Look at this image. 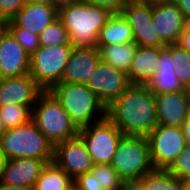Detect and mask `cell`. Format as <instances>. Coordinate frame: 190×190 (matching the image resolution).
Instances as JSON below:
<instances>
[{"label": "cell", "mask_w": 190, "mask_h": 190, "mask_svg": "<svg viewBox=\"0 0 190 190\" xmlns=\"http://www.w3.org/2000/svg\"><path fill=\"white\" fill-rule=\"evenodd\" d=\"M106 116L124 135L147 137L157 125L155 94L146 85L131 84L106 108Z\"/></svg>", "instance_id": "1"}, {"label": "cell", "mask_w": 190, "mask_h": 190, "mask_svg": "<svg viewBox=\"0 0 190 190\" xmlns=\"http://www.w3.org/2000/svg\"><path fill=\"white\" fill-rule=\"evenodd\" d=\"M111 15L109 10L84 1L58 11V18L68 32L70 43L86 47L97 46L100 29Z\"/></svg>", "instance_id": "2"}, {"label": "cell", "mask_w": 190, "mask_h": 190, "mask_svg": "<svg viewBox=\"0 0 190 190\" xmlns=\"http://www.w3.org/2000/svg\"><path fill=\"white\" fill-rule=\"evenodd\" d=\"M78 129L106 117V107L87 84L61 82L48 90Z\"/></svg>", "instance_id": "3"}, {"label": "cell", "mask_w": 190, "mask_h": 190, "mask_svg": "<svg viewBox=\"0 0 190 190\" xmlns=\"http://www.w3.org/2000/svg\"><path fill=\"white\" fill-rule=\"evenodd\" d=\"M0 150L7 159L34 158L53 162L54 145L30 120L28 123L6 129L0 138Z\"/></svg>", "instance_id": "4"}, {"label": "cell", "mask_w": 190, "mask_h": 190, "mask_svg": "<svg viewBox=\"0 0 190 190\" xmlns=\"http://www.w3.org/2000/svg\"><path fill=\"white\" fill-rule=\"evenodd\" d=\"M31 120L54 146L79 134L69 114L49 91L38 96Z\"/></svg>", "instance_id": "5"}, {"label": "cell", "mask_w": 190, "mask_h": 190, "mask_svg": "<svg viewBox=\"0 0 190 190\" xmlns=\"http://www.w3.org/2000/svg\"><path fill=\"white\" fill-rule=\"evenodd\" d=\"M110 165L125 182H137L153 171L147 137L124 135Z\"/></svg>", "instance_id": "6"}, {"label": "cell", "mask_w": 190, "mask_h": 190, "mask_svg": "<svg viewBox=\"0 0 190 190\" xmlns=\"http://www.w3.org/2000/svg\"><path fill=\"white\" fill-rule=\"evenodd\" d=\"M72 48V44L53 47L40 46L30 56L29 73L44 91H48L53 85L61 83V77Z\"/></svg>", "instance_id": "7"}, {"label": "cell", "mask_w": 190, "mask_h": 190, "mask_svg": "<svg viewBox=\"0 0 190 190\" xmlns=\"http://www.w3.org/2000/svg\"><path fill=\"white\" fill-rule=\"evenodd\" d=\"M94 165L110 164L124 134L106 116L104 119L79 129Z\"/></svg>", "instance_id": "8"}, {"label": "cell", "mask_w": 190, "mask_h": 190, "mask_svg": "<svg viewBox=\"0 0 190 190\" xmlns=\"http://www.w3.org/2000/svg\"><path fill=\"white\" fill-rule=\"evenodd\" d=\"M147 140L155 169H167L186 146L181 127L156 125Z\"/></svg>", "instance_id": "9"}, {"label": "cell", "mask_w": 190, "mask_h": 190, "mask_svg": "<svg viewBox=\"0 0 190 190\" xmlns=\"http://www.w3.org/2000/svg\"><path fill=\"white\" fill-rule=\"evenodd\" d=\"M121 13L132 28L134 42L137 46H166L152 23V0H130Z\"/></svg>", "instance_id": "10"}, {"label": "cell", "mask_w": 190, "mask_h": 190, "mask_svg": "<svg viewBox=\"0 0 190 190\" xmlns=\"http://www.w3.org/2000/svg\"><path fill=\"white\" fill-rule=\"evenodd\" d=\"M130 85L126 72L102 61L99 62L90 81L87 83V86L97 95L106 108Z\"/></svg>", "instance_id": "11"}, {"label": "cell", "mask_w": 190, "mask_h": 190, "mask_svg": "<svg viewBox=\"0 0 190 190\" xmlns=\"http://www.w3.org/2000/svg\"><path fill=\"white\" fill-rule=\"evenodd\" d=\"M53 161L73 180L90 172L94 166L92 158L79 136L56 144Z\"/></svg>", "instance_id": "12"}, {"label": "cell", "mask_w": 190, "mask_h": 190, "mask_svg": "<svg viewBox=\"0 0 190 190\" xmlns=\"http://www.w3.org/2000/svg\"><path fill=\"white\" fill-rule=\"evenodd\" d=\"M29 70L30 55L4 27L0 31V78L20 77Z\"/></svg>", "instance_id": "13"}, {"label": "cell", "mask_w": 190, "mask_h": 190, "mask_svg": "<svg viewBox=\"0 0 190 190\" xmlns=\"http://www.w3.org/2000/svg\"><path fill=\"white\" fill-rule=\"evenodd\" d=\"M184 21L183 12L174 2L152 0V23L166 45L177 43Z\"/></svg>", "instance_id": "14"}, {"label": "cell", "mask_w": 190, "mask_h": 190, "mask_svg": "<svg viewBox=\"0 0 190 190\" xmlns=\"http://www.w3.org/2000/svg\"><path fill=\"white\" fill-rule=\"evenodd\" d=\"M43 91L30 73L20 77L0 78V107L17 104L32 110Z\"/></svg>", "instance_id": "15"}, {"label": "cell", "mask_w": 190, "mask_h": 190, "mask_svg": "<svg viewBox=\"0 0 190 190\" xmlns=\"http://www.w3.org/2000/svg\"><path fill=\"white\" fill-rule=\"evenodd\" d=\"M100 61V51L97 46H73L61 82L87 84Z\"/></svg>", "instance_id": "16"}, {"label": "cell", "mask_w": 190, "mask_h": 190, "mask_svg": "<svg viewBox=\"0 0 190 190\" xmlns=\"http://www.w3.org/2000/svg\"><path fill=\"white\" fill-rule=\"evenodd\" d=\"M157 125L182 127L190 109V90L156 94Z\"/></svg>", "instance_id": "17"}, {"label": "cell", "mask_w": 190, "mask_h": 190, "mask_svg": "<svg viewBox=\"0 0 190 190\" xmlns=\"http://www.w3.org/2000/svg\"><path fill=\"white\" fill-rule=\"evenodd\" d=\"M46 165L45 160L34 158L8 159L0 183L33 189Z\"/></svg>", "instance_id": "18"}, {"label": "cell", "mask_w": 190, "mask_h": 190, "mask_svg": "<svg viewBox=\"0 0 190 190\" xmlns=\"http://www.w3.org/2000/svg\"><path fill=\"white\" fill-rule=\"evenodd\" d=\"M58 18V11L52 5L26 3L11 19L17 26L40 34Z\"/></svg>", "instance_id": "19"}, {"label": "cell", "mask_w": 190, "mask_h": 190, "mask_svg": "<svg viewBox=\"0 0 190 190\" xmlns=\"http://www.w3.org/2000/svg\"><path fill=\"white\" fill-rule=\"evenodd\" d=\"M146 86L155 95L184 90L174 71L171 44L161 47L157 71Z\"/></svg>", "instance_id": "20"}, {"label": "cell", "mask_w": 190, "mask_h": 190, "mask_svg": "<svg viewBox=\"0 0 190 190\" xmlns=\"http://www.w3.org/2000/svg\"><path fill=\"white\" fill-rule=\"evenodd\" d=\"M161 47L137 46L129 72L130 84L147 85L157 71Z\"/></svg>", "instance_id": "21"}, {"label": "cell", "mask_w": 190, "mask_h": 190, "mask_svg": "<svg viewBox=\"0 0 190 190\" xmlns=\"http://www.w3.org/2000/svg\"><path fill=\"white\" fill-rule=\"evenodd\" d=\"M134 42L132 28L122 13H113L100 29L97 46Z\"/></svg>", "instance_id": "22"}, {"label": "cell", "mask_w": 190, "mask_h": 190, "mask_svg": "<svg viewBox=\"0 0 190 190\" xmlns=\"http://www.w3.org/2000/svg\"><path fill=\"white\" fill-rule=\"evenodd\" d=\"M100 51L101 61L126 73L129 72L134 58L137 44L135 42L125 44H112L97 46Z\"/></svg>", "instance_id": "23"}, {"label": "cell", "mask_w": 190, "mask_h": 190, "mask_svg": "<svg viewBox=\"0 0 190 190\" xmlns=\"http://www.w3.org/2000/svg\"><path fill=\"white\" fill-rule=\"evenodd\" d=\"M73 183L74 180L53 161L44 167L33 190H66Z\"/></svg>", "instance_id": "24"}, {"label": "cell", "mask_w": 190, "mask_h": 190, "mask_svg": "<svg viewBox=\"0 0 190 190\" xmlns=\"http://www.w3.org/2000/svg\"><path fill=\"white\" fill-rule=\"evenodd\" d=\"M142 190H182L184 182L167 169H154L137 181Z\"/></svg>", "instance_id": "25"}, {"label": "cell", "mask_w": 190, "mask_h": 190, "mask_svg": "<svg viewBox=\"0 0 190 190\" xmlns=\"http://www.w3.org/2000/svg\"><path fill=\"white\" fill-rule=\"evenodd\" d=\"M171 55L174 71L184 89L190 90V52L179 44H171Z\"/></svg>", "instance_id": "26"}, {"label": "cell", "mask_w": 190, "mask_h": 190, "mask_svg": "<svg viewBox=\"0 0 190 190\" xmlns=\"http://www.w3.org/2000/svg\"><path fill=\"white\" fill-rule=\"evenodd\" d=\"M90 172L103 190H122L125 181L110 164H96Z\"/></svg>", "instance_id": "27"}, {"label": "cell", "mask_w": 190, "mask_h": 190, "mask_svg": "<svg viewBox=\"0 0 190 190\" xmlns=\"http://www.w3.org/2000/svg\"><path fill=\"white\" fill-rule=\"evenodd\" d=\"M0 117L6 129L14 128L28 123L32 117V110L23 105L7 104L0 107Z\"/></svg>", "instance_id": "28"}, {"label": "cell", "mask_w": 190, "mask_h": 190, "mask_svg": "<svg viewBox=\"0 0 190 190\" xmlns=\"http://www.w3.org/2000/svg\"><path fill=\"white\" fill-rule=\"evenodd\" d=\"M40 46L53 47L63 44H71L68 32L59 18L48 25L39 34Z\"/></svg>", "instance_id": "29"}, {"label": "cell", "mask_w": 190, "mask_h": 190, "mask_svg": "<svg viewBox=\"0 0 190 190\" xmlns=\"http://www.w3.org/2000/svg\"><path fill=\"white\" fill-rule=\"evenodd\" d=\"M5 28L15 37L30 56L40 47L38 34L17 26L12 20L5 22Z\"/></svg>", "instance_id": "30"}, {"label": "cell", "mask_w": 190, "mask_h": 190, "mask_svg": "<svg viewBox=\"0 0 190 190\" xmlns=\"http://www.w3.org/2000/svg\"><path fill=\"white\" fill-rule=\"evenodd\" d=\"M167 170L183 182L190 180V146H185Z\"/></svg>", "instance_id": "31"}, {"label": "cell", "mask_w": 190, "mask_h": 190, "mask_svg": "<svg viewBox=\"0 0 190 190\" xmlns=\"http://www.w3.org/2000/svg\"><path fill=\"white\" fill-rule=\"evenodd\" d=\"M27 3V0H0V18L7 22Z\"/></svg>", "instance_id": "32"}, {"label": "cell", "mask_w": 190, "mask_h": 190, "mask_svg": "<svg viewBox=\"0 0 190 190\" xmlns=\"http://www.w3.org/2000/svg\"><path fill=\"white\" fill-rule=\"evenodd\" d=\"M89 4H94L100 7H103L109 10L112 14L113 13H121L123 7L130 1V0H82Z\"/></svg>", "instance_id": "33"}, {"label": "cell", "mask_w": 190, "mask_h": 190, "mask_svg": "<svg viewBox=\"0 0 190 190\" xmlns=\"http://www.w3.org/2000/svg\"><path fill=\"white\" fill-rule=\"evenodd\" d=\"M74 184L79 190H103L101 186H98V182L91 172L80 175L74 180Z\"/></svg>", "instance_id": "34"}, {"label": "cell", "mask_w": 190, "mask_h": 190, "mask_svg": "<svg viewBox=\"0 0 190 190\" xmlns=\"http://www.w3.org/2000/svg\"><path fill=\"white\" fill-rule=\"evenodd\" d=\"M181 128L185 138V143L186 145L190 146V109Z\"/></svg>", "instance_id": "35"}, {"label": "cell", "mask_w": 190, "mask_h": 190, "mask_svg": "<svg viewBox=\"0 0 190 190\" xmlns=\"http://www.w3.org/2000/svg\"><path fill=\"white\" fill-rule=\"evenodd\" d=\"M177 44L190 52V33L182 31L177 41Z\"/></svg>", "instance_id": "36"}, {"label": "cell", "mask_w": 190, "mask_h": 190, "mask_svg": "<svg viewBox=\"0 0 190 190\" xmlns=\"http://www.w3.org/2000/svg\"><path fill=\"white\" fill-rule=\"evenodd\" d=\"M82 0H52V6L59 11L65 7H68L71 4L81 2Z\"/></svg>", "instance_id": "37"}, {"label": "cell", "mask_w": 190, "mask_h": 190, "mask_svg": "<svg viewBox=\"0 0 190 190\" xmlns=\"http://www.w3.org/2000/svg\"><path fill=\"white\" fill-rule=\"evenodd\" d=\"M174 3L183 12L185 17H190V0H175Z\"/></svg>", "instance_id": "38"}, {"label": "cell", "mask_w": 190, "mask_h": 190, "mask_svg": "<svg viewBox=\"0 0 190 190\" xmlns=\"http://www.w3.org/2000/svg\"><path fill=\"white\" fill-rule=\"evenodd\" d=\"M122 190H142L137 182H125Z\"/></svg>", "instance_id": "39"}, {"label": "cell", "mask_w": 190, "mask_h": 190, "mask_svg": "<svg viewBox=\"0 0 190 190\" xmlns=\"http://www.w3.org/2000/svg\"><path fill=\"white\" fill-rule=\"evenodd\" d=\"M7 160L8 159L6 155L0 150V181L2 178V172H3V169L5 168Z\"/></svg>", "instance_id": "40"}, {"label": "cell", "mask_w": 190, "mask_h": 190, "mask_svg": "<svg viewBox=\"0 0 190 190\" xmlns=\"http://www.w3.org/2000/svg\"><path fill=\"white\" fill-rule=\"evenodd\" d=\"M0 190H33V189L26 187L9 186L0 183Z\"/></svg>", "instance_id": "41"}, {"label": "cell", "mask_w": 190, "mask_h": 190, "mask_svg": "<svg viewBox=\"0 0 190 190\" xmlns=\"http://www.w3.org/2000/svg\"><path fill=\"white\" fill-rule=\"evenodd\" d=\"M183 31L190 33V17H185Z\"/></svg>", "instance_id": "42"}, {"label": "cell", "mask_w": 190, "mask_h": 190, "mask_svg": "<svg viewBox=\"0 0 190 190\" xmlns=\"http://www.w3.org/2000/svg\"><path fill=\"white\" fill-rule=\"evenodd\" d=\"M28 3H41L46 5H52V0H27Z\"/></svg>", "instance_id": "43"}, {"label": "cell", "mask_w": 190, "mask_h": 190, "mask_svg": "<svg viewBox=\"0 0 190 190\" xmlns=\"http://www.w3.org/2000/svg\"><path fill=\"white\" fill-rule=\"evenodd\" d=\"M5 130H6V128H5V126H4V124H3V121H2V119H1V117H0V138H1L2 135L4 134Z\"/></svg>", "instance_id": "44"}, {"label": "cell", "mask_w": 190, "mask_h": 190, "mask_svg": "<svg viewBox=\"0 0 190 190\" xmlns=\"http://www.w3.org/2000/svg\"><path fill=\"white\" fill-rule=\"evenodd\" d=\"M182 190H190V180L184 182Z\"/></svg>", "instance_id": "45"}, {"label": "cell", "mask_w": 190, "mask_h": 190, "mask_svg": "<svg viewBox=\"0 0 190 190\" xmlns=\"http://www.w3.org/2000/svg\"><path fill=\"white\" fill-rule=\"evenodd\" d=\"M66 190H79V188L73 183L68 189Z\"/></svg>", "instance_id": "46"}, {"label": "cell", "mask_w": 190, "mask_h": 190, "mask_svg": "<svg viewBox=\"0 0 190 190\" xmlns=\"http://www.w3.org/2000/svg\"><path fill=\"white\" fill-rule=\"evenodd\" d=\"M5 27V22L0 18V31Z\"/></svg>", "instance_id": "47"}, {"label": "cell", "mask_w": 190, "mask_h": 190, "mask_svg": "<svg viewBox=\"0 0 190 190\" xmlns=\"http://www.w3.org/2000/svg\"><path fill=\"white\" fill-rule=\"evenodd\" d=\"M159 1H164V2H174L175 0H159Z\"/></svg>", "instance_id": "48"}]
</instances>
